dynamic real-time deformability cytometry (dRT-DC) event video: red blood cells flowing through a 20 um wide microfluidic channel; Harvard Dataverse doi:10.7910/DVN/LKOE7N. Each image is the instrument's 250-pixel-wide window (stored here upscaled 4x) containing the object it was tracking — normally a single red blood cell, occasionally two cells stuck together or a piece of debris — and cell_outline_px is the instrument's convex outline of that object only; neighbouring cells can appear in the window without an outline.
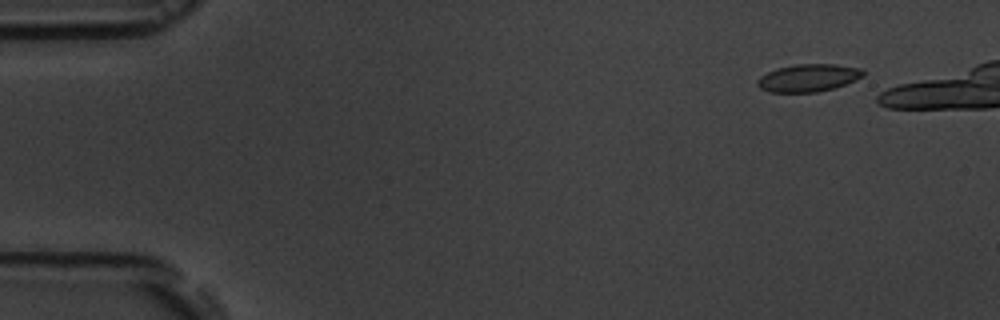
{"species": "common noctule bat (a hibernating species)", "species_latin": "Nyctalus noctula", "temperature_condition": "room temperature", "stored_images_in_passage": 7, "camera_frame_rate_fps": 3000, "um_per_image_px": 0.085, "animal": {"sex": "male", "body_mass_g": 19.5, "forearm_length_mm": 54.6}, "frame": {"image": 1, "passage_image": 2, "time_ms": 1.0, "image_size_px": [1000, 320], "cell_outline_px": [[864, 76], [856, 80], [832, 88], [816, 92], [768, 92], [760, 88], [756, 84], [756, 80], [760, 76], [776, 68], [796, 64], [836, 64], [864, 68]], "centroid_in_image_um": [68.71, 6.61], "position_along_channel_um": 16.3, "area_um2": 17.11}}